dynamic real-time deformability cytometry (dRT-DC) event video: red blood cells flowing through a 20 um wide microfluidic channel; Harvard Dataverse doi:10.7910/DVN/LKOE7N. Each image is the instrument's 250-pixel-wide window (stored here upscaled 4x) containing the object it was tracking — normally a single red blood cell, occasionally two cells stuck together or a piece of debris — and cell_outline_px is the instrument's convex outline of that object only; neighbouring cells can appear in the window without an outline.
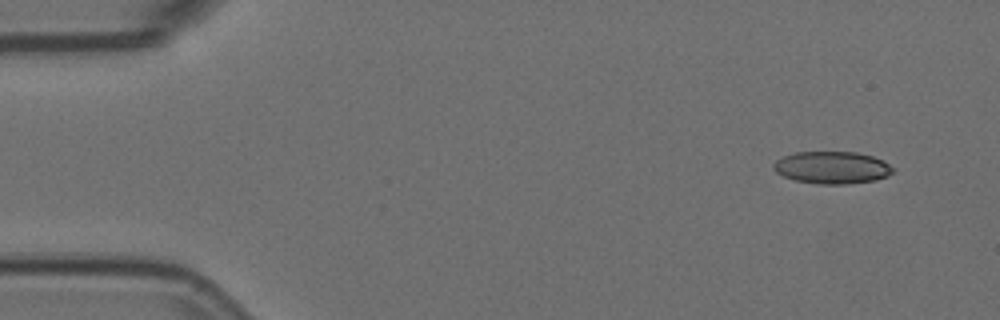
{"species": "Egyptian fruit bat (a non-hibernating species)", "species_latin": "Rousettus aegyptiacus", "temperature_condition": "room temperature", "stored_images_in_passage": 8, "camera_frame_rate_fps": 3000, "um_per_image_px": 0.085, "animal": {"sex": "female"}, "frame": {"image": 1, "passage_image": 1, "time_ms": 0.0, "image_size_px": [1000, 320], "cell_outline_px": [[896, 172], [888, 176], [876, 180], [844, 184], [820, 184], [796, 180], [784, 176], [776, 172], [772, 168], [772, 164], [776, 160], [784, 156], [796, 152], [856, 152], [872, 156], [896, 168]], "centroid_in_image_um": [70.75, 14.24], "position_along_channel_um": 14.3, "area_um2": 22.48}}
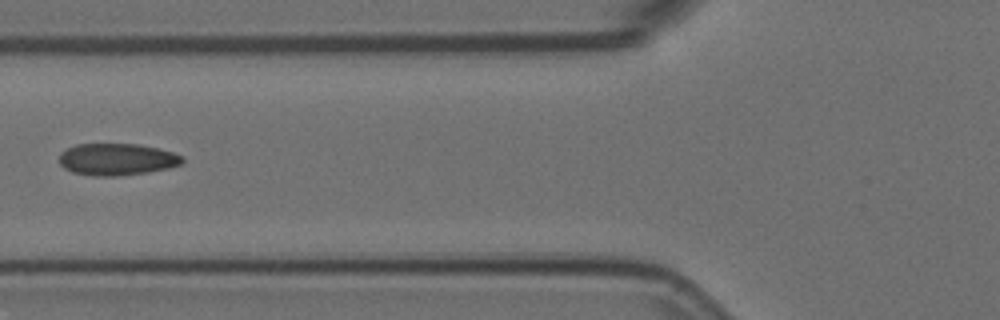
{"frame": {"image": 2, "passage_image": 6, "time_ms": 1.667, "image_size_px": [1000, 320], "cell_outline_px": [[184, 160], [180, 164], [168, 168], [148, 172], [120, 176], [96, 176], [72, 172], [64, 168], [60, 164], [60, 152], [76, 144], [136, 144], [156, 148], [172, 152], [180, 156]], "centroid_in_image_um": [9.9, 13.55], "position_along_channel_um": 115.9, "area_um2": 22.72}}
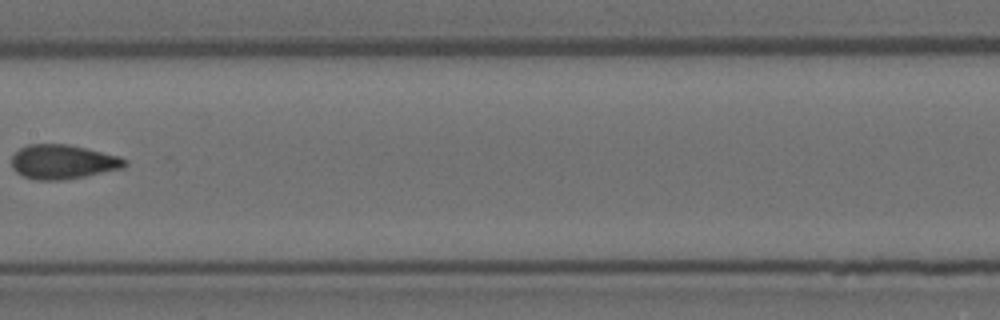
{"frame": {"image": 3, "passage_image": 8, "time_ms": 2.333, "image_size_px": [1000, 320], "cell_outline_px": [[128, 164], [124, 168], [64, 180], [36, 180], [24, 176], [16, 172], [12, 168], [12, 156], [20, 148], [28, 144], [68, 144], [120, 156], [128, 160]], "centroid_in_image_um": [5.36, 13.76], "position_along_channel_um": 202.0, "area_um2": 22.72}}